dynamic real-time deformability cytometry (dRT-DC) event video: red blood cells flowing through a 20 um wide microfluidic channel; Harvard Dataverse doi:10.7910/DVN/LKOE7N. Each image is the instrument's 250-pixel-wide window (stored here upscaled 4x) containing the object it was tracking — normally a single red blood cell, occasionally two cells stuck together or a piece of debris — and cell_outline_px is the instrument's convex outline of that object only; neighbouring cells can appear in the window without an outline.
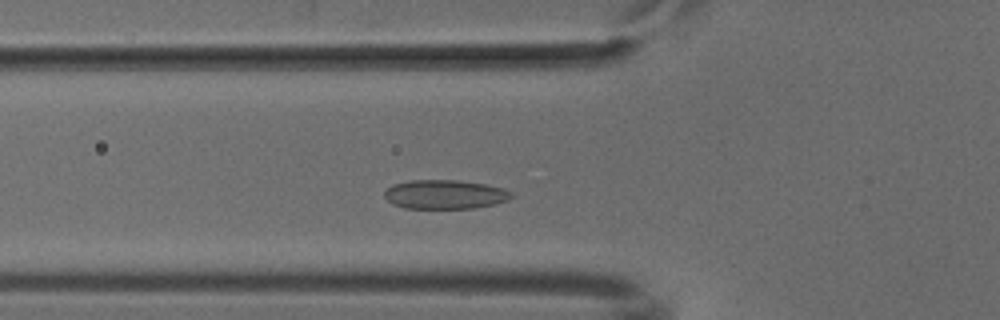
{"species": "common noctule bat (a hibernating species)", "species_latin": "Nyctalus noctula", "temperature_condition": "cold", "stored_images_in_passage": 46, "camera_frame_rate_fps": 3000, "um_per_image_px": 0.085, "animal": {"sex": "male", "body_mass_g": 18.8}, "frame": {"image": 1, "passage_image": 11, "time_ms": 3.333, "image_size_px": [1000, 320], "cell_outline_px": [[512, 196], [508, 200], [496, 204], [476, 208], [404, 208], [392, 204], [384, 196], [384, 192], [392, 184], [412, 180], [460, 180], [484, 184], [504, 188], [512, 192]], "centroid_in_image_um": [37.83, 16.52], "position_along_channel_um": 88.0, "area_um2": 21.62}}
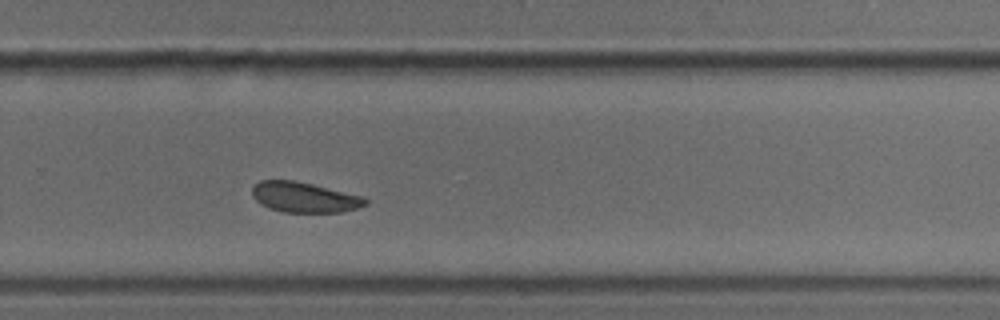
{"frame": {"image": 2, "passage_image": 28, "time_ms": 9.0, "image_size_px": [1000, 320], "cell_outline_px": [[368, 204], [356, 208], [340, 212], [284, 212], [268, 208], [260, 204], [252, 196], [252, 188], [260, 180], [292, 180], [312, 184], [364, 196], [368, 200]], "centroid_in_image_um": [25.86, 16.77], "position_along_channel_um": 303.9, "area_um2": 20.0}}
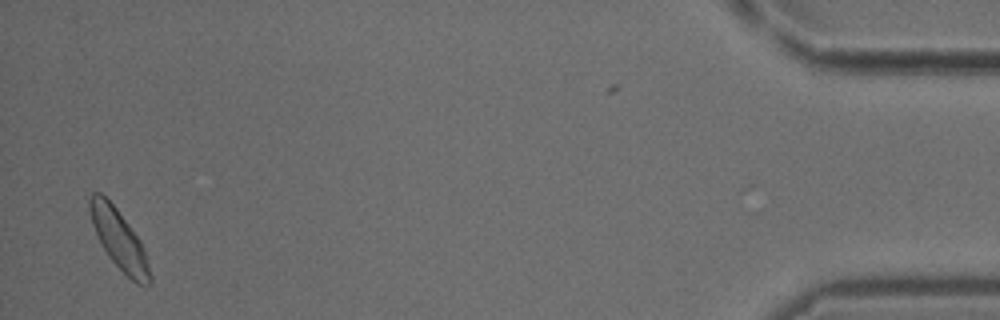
{"frame": {"image": 3, "passage_image": 44, "time_ms": 14.333, "image_size_px": [1000, 320], "cell_outline_px": [[152, 284], [136, 284], [108, 256], [100, 244], [96, 236], [92, 224], [88, 208], [88, 200], [92, 192], [100, 192], [116, 208], [140, 240], [144, 248], [152, 276]], "centroid_in_image_um": [10.1, 20.35], "position_along_channel_um": 425.1, "area_um2": 20.81}}